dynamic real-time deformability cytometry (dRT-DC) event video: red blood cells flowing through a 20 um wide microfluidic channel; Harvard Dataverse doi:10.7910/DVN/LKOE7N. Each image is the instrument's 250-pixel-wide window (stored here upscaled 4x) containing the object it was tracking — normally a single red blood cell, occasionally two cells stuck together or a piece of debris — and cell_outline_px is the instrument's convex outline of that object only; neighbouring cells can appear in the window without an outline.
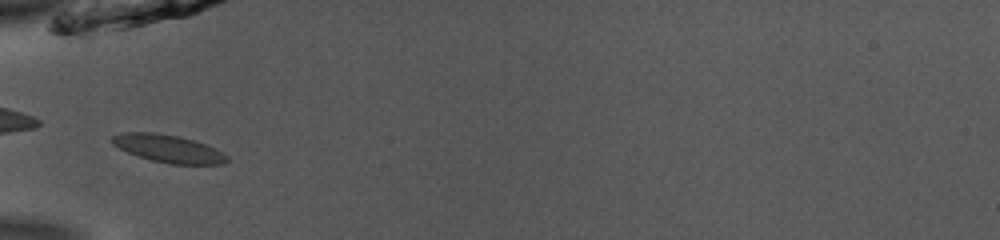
{"species": "common noctule bat (a hibernating species)", "species_latin": "Nyctalus noctula", "temperature_condition": "room temperature", "stored_images_in_passage": 35, "camera_frame_rate_fps": 3000, "um_per_image_px": 0.085, "animal": {"sex": "male", "body_mass_g": 13.0, "forearm_length_mm": 53.1}, "frame": {"image": 1, "passage_image": 1, "time_ms": 0.0, "image_size_px": [1000, 240], "cell_outline_px": [[228, 160], [224, 164], [172, 164], [152, 160], [128, 152], [112, 144], [108, 140], [112, 136], [120, 132], [152, 132], [180, 136], [204, 144], [228, 156]], "centroid_in_image_um": [14.25, 12.62], "position_along_channel_um": 70.8, "area_um2": 18.32}}
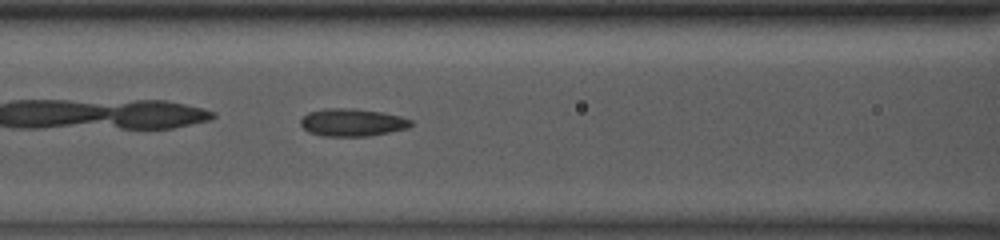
{"frame": {"image": 2, "passage_image": 6, "time_ms": 1.667, "image_size_px": [1000, 240], "cell_outline_px": [[412, 124], [408, 128], [368, 136], [320, 136], [308, 132], [300, 124], [300, 120], [308, 112], [324, 108], [356, 108], [384, 112], [400, 116], [412, 120]], "centroid_in_image_um": [29.92, 10.4], "position_along_channel_um": 136.7, "area_um2": 17.92}, "authors_computed_cell_mechanics": {"area_um2": 17.051, "velocity_mm_per_s": 3.9218, "shape_relaxation_time_tau1_ms": 2.7274, "shape_relaxation_time_tau2_ms": 1.9205, "deformation_change_tau1": 0.1195, "deformation_change_tau2": 0.0719}}